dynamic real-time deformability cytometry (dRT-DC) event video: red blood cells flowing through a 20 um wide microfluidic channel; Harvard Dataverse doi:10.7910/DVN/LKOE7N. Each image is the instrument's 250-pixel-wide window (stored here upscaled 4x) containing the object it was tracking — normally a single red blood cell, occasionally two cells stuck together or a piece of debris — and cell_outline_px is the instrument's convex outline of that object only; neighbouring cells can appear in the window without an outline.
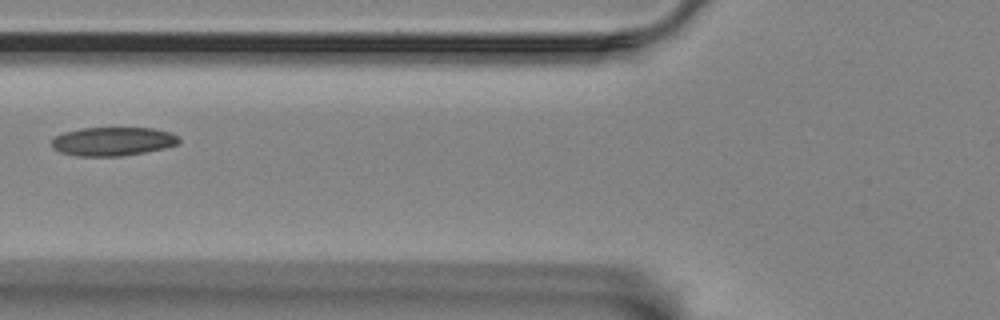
{"species": "Egyptian fruit bat (a non-hibernating species)", "species_latin": "Rousettus aegyptiacus", "temperature_condition": "room temperature", "stored_images_in_passage": 36, "camera_frame_rate_fps": 3000, "um_per_image_px": 0.085, "animal": {"sex": "female"}, "frame": {"image": 1, "passage_image": 2, "time_ms": 0.333, "image_size_px": [1000, 320], "cell_outline_px": [[180, 144], [164, 148], [144, 152], [120, 156], [76, 156], [60, 152], [52, 148], [52, 136], [64, 132], [80, 128], [152, 128], [172, 132], [180, 136]], "centroid_in_image_um": [9.59, 12.01], "position_along_channel_um": 116.2, "area_um2": 21.56}}
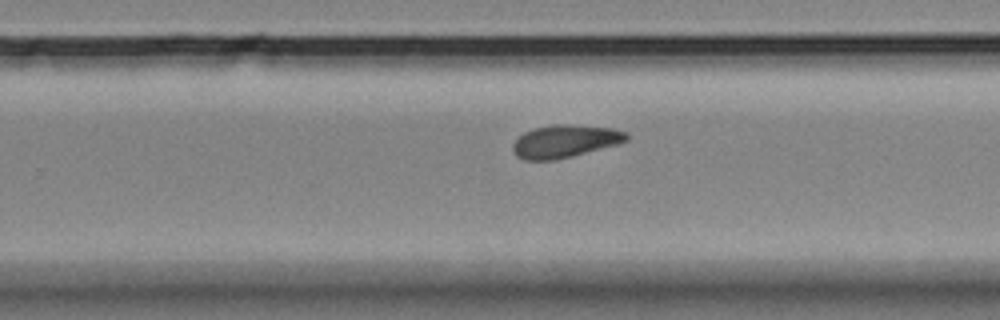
{"frame": {"image": 2, "passage_image": 17, "time_ms": 5.333, "image_size_px": [1000, 320], "cell_outline_px": [[628, 140], [620, 144], [556, 160], [524, 160], [516, 156], [512, 148], [512, 144], [524, 132], [532, 128], [552, 124], [564, 124], [612, 128], [628, 132]], "centroid_in_image_um": [48.03, 12.01], "position_along_channel_um": 281.8, "area_um2": 21.85}}
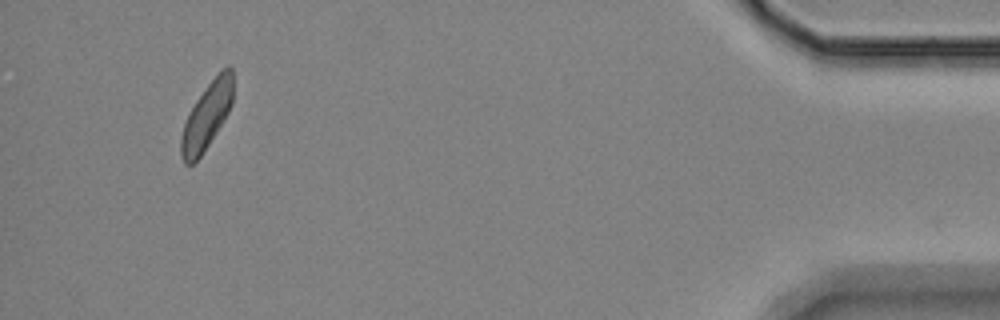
{"frame": {"image": 3, "passage_image": 35, "time_ms": 11.333, "image_size_px": [1000, 320], "cell_outline_px": [[232, 104], [228, 112], [216, 132], [200, 156], [192, 164], [184, 164], [180, 156], [180, 136], [188, 112], [204, 88], [216, 72], [220, 68], [228, 64], [232, 68]], "centroid_in_image_um": [17.55, 9.8], "position_along_channel_um": 417.6, "area_um2": 20.29}, "authors_computed_cell_mechanics": {"area_um2": 21.5305, "velocity_mm_per_s": 3.3513, "shape_relaxation_time_tau1_ms": 7.139, "shape_relaxation_time_tau2_ms": null, "deformation_change_tau1": 0.1141, "deformation_change_tau2": null}}